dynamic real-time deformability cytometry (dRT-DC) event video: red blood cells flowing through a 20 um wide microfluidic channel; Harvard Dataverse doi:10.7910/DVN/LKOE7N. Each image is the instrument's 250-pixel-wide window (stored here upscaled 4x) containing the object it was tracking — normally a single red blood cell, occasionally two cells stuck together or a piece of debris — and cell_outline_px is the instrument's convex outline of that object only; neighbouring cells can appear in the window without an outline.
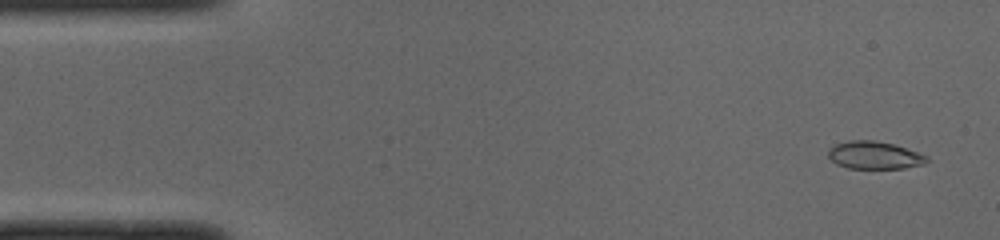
{"species": "common noctule bat (a hibernating species)", "species_latin": "Nyctalus noctula", "temperature_condition": "cold", "stored_images_in_passage": 51, "camera_frame_rate_fps": 3000, "um_per_image_px": 0.085, "animal": {"sex": "male", "body_mass_g": 19.0, "forearm_length_mm": 50.8}, "frame": {"image": 1, "passage_image": 3, "time_ms": 0.667, "image_size_px": [1000, 240], "cell_outline_px": [[928, 160], [924, 164], [904, 168], [848, 168], [836, 164], [828, 156], [828, 148], [836, 144], [848, 140], [872, 140], [892, 144], [928, 156]], "centroid_in_image_um": [74.29, 13.19], "position_along_channel_um": 10.7, "area_um2": 15.72}}
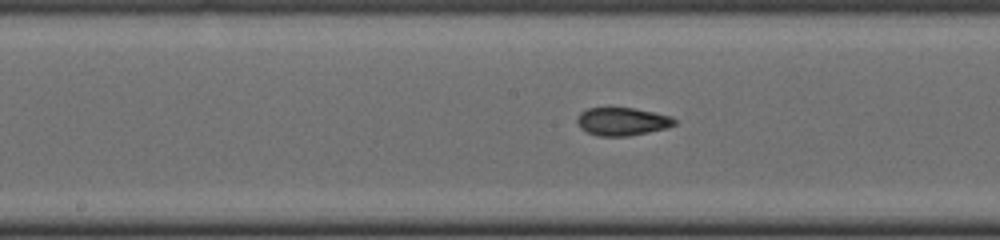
{"frame": {"image": 2, "passage_image": 26, "time_ms": 8.333, "image_size_px": [1000, 240], "cell_outline_px": [[676, 124], [668, 128], [628, 136], [600, 136], [588, 132], [580, 128], [576, 120], [580, 112], [588, 108], [632, 108], [672, 116], [676, 120]], "centroid_in_image_um": [52.9, 10.33], "position_along_channel_um": 195.3, "area_um2": 15.84}}
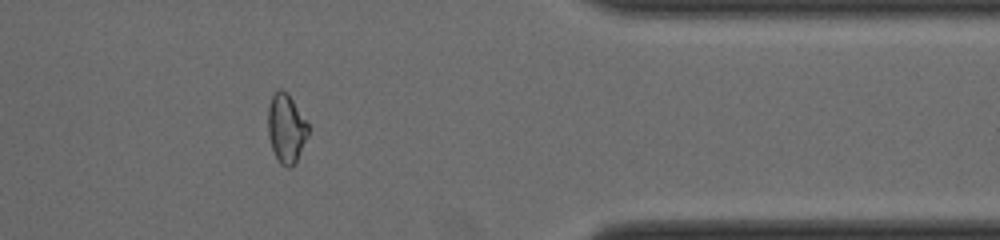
{"frame": {"image": 3, "passage_image": 42, "time_ms": 13.667, "image_size_px": [1000, 240], "cell_outline_px": [[308, 136], [296, 164], [288, 168], [280, 164], [272, 148], [268, 136], [268, 108], [272, 96], [280, 88], [292, 100], [308, 124]], "centroid_in_image_um": [24.33, 10.98], "position_along_channel_um": 387.1, "area_um2": 15.95}, "authors_computed_cell_mechanics": {"area_um2": 16.184, "velocity_mm_per_s": 3.984, "shape_relaxation_time_tau1_ms": null, "shape_relaxation_time_tau2_ms": 2.1761, "deformation_change_tau1": null, "deformation_change_tau2": 0.0679}}